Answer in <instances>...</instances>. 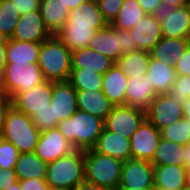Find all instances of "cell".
Here are the masks:
<instances>
[{
  "label": "cell",
  "instance_id": "cell-1",
  "mask_svg": "<svg viewBox=\"0 0 190 190\" xmlns=\"http://www.w3.org/2000/svg\"><path fill=\"white\" fill-rule=\"evenodd\" d=\"M37 63L45 80L65 82L72 70V52L56 35H52L41 42Z\"/></svg>",
  "mask_w": 190,
  "mask_h": 190
},
{
  "label": "cell",
  "instance_id": "cell-2",
  "mask_svg": "<svg viewBox=\"0 0 190 190\" xmlns=\"http://www.w3.org/2000/svg\"><path fill=\"white\" fill-rule=\"evenodd\" d=\"M104 121L82 110L58 123L57 128L75 149H92L103 130Z\"/></svg>",
  "mask_w": 190,
  "mask_h": 190
},
{
  "label": "cell",
  "instance_id": "cell-3",
  "mask_svg": "<svg viewBox=\"0 0 190 190\" xmlns=\"http://www.w3.org/2000/svg\"><path fill=\"white\" fill-rule=\"evenodd\" d=\"M83 179H85L84 150L75 149L47 163L46 182L51 190L74 189Z\"/></svg>",
  "mask_w": 190,
  "mask_h": 190
},
{
  "label": "cell",
  "instance_id": "cell-4",
  "mask_svg": "<svg viewBox=\"0 0 190 190\" xmlns=\"http://www.w3.org/2000/svg\"><path fill=\"white\" fill-rule=\"evenodd\" d=\"M40 135L31 117L14 105L9 107L1 138L11 142L22 154L35 151Z\"/></svg>",
  "mask_w": 190,
  "mask_h": 190
},
{
  "label": "cell",
  "instance_id": "cell-5",
  "mask_svg": "<svg viewBox=\"0 0 190 190\" xmlns=\"http://www.w3.org/2000/svg\"><path fill=\"white\" fill-rule=\"evenodd\" d=\"M85 179L104 190H115L121 180L123 161L94 151L84 150Z\"/></svg>",
  "mask_w": 190,
  "mask_h": 190
},
{
  "label": "cell",
  "instance_id": "cell-6",
  "mask_svg": "<svg viewBox=\"0 0 190 190\" xmlns=\"http://www.w3.org/2000/svg\"><path fill=\"white\" fill-rule=\"evenodd\" d=\"M6 93L12 99L45 81L38 63L6 64L2 72Z\"/></svg>",
  "mask_w": 190,
  "mask_h": 190
},
{
  "label": "cell",
  "instance_id": "cell-7",
  "mask_svg": "<svg viewBox=\"0 0 190 190\" xmlns=\"http://www.w3.org/2000/svg\"><path fill=\"white\" fill-rule=\"evenodd\" d=\"M146 118V111L128 105L113 106L104 120V128L124 137H131Z\"/></svg>",
  "mask_w": 190,
  "mask_h": 190
},
{
  "label": "cell",
  "instance_id": "cell-8",
  "mask_svg": "<svg viewBox=\"0 0 190 190\" xmlns=\"http://www.w3.org/2000/svg\"><path fill=\"white\" fill-rule=\"evenodd\" d=\"M181 118V104L168 93L157 95L146 110V119L160 131Z\"/></svg>",
  "mask_w": 190,
  "mask_h": 190
},
{
  "label": "cell",
  "instance_id": "cell-9",
  "mask_svg": "<svg viewBox=\"0 0 190 190\" xmlns=\"http://www.w3.org/2000/svg\"><path fill=\"white\" fill-rule=\"evenodd\" d=\"M52 92L53 82L45 80L28 91L16 94L11 99L12 105L32 117L36 112L48 108L51 103Z\"/></svg>",
  "mask_w": 190,
  "mask_h": 190
},
{
  "label": "cell",
  "instance_id": "cell-10",
  "mask_svg": "<svg viewBox=\"0 0 190 190\" xmlns=\"http://www.w3.org/2000/svg\"><path fill=\"white\" fill-rule=\"evenodd\" d=\"M119 186L132 189L154 188V165L150 161L130 158L123 163Z\"/></svg>",
  "mask_w": 190,
  "mask_h": 190
},
{
  "label": "cell",
  "instance_id": "cell-11",
  "mask_svg": "<svg viewBox=\"0 0 190 190\" xmlns=\"http://www.w3.org/2000/svg\"><path fill=\"white\" fill-rule=\"evenodd\" d=\"M159 18L162 37L190 39V5L163 8Z\"/></svg>",
  "mask_w": 190,
  "mask_h": 190
},
{
  "label": "cell",
  "instance_id": "cell-12",
  "mask_svg": "<svg viewBox=\"0 0 190 190\" xmlns=\"http://www.w3.org/2000/svg\"><path fill=\"white\" fill-rule=\"evenodd\" d=\"M160 139L161 131L145 118L130 137L131 158L151 162Z\"/></svg>",
  "mask_w": 190,
  "mask_h": 190
},
{
  "label": "cell",
  "instance_id": "cell-13",
  "mask_svg": "<svg viewBox=\"0 0 190 190\" xmlns=\"http://www.w3.org/2000/svg\"><path fill=\"white\" fill-rule=\"evenodd\" d=\"M75 150L58 128L41 132L34 153L46 163L53 162Z\"/></svg>",
  "mask_w": 190,
  "mask_h": 190
},
{
  "label": "cell",
  "instance_id": "cell-14",
  "mask_svg": "<svg viewBox=\"0 0 190 190\" xmlns=\"http://www.w3.org/2000/svg\"><path fill=\"white\" fill-rule=\"evenodd\" d=\"M129 31L138 50L150 52L162 38L159 14H145Z\"/></svg>",
  "mask_w": 190,
  "mask_h": 190
},
{
  "label": "cell",
  "instance_id": "cell-15",
  "mask_svg": "<svg viewBox=\"0 0 190 190\" xmlns=\"http://www.w3.org/2000/svg\"><path fill=\"white\" fill-rule=\"evenodd\" d=\"M51 36L38 10L19 17L11 39L23 42H43Z\"/></svg>",
  "mask_w": 190,
  "mask_h": 190
},
{
  "label": "cell",
  "instance_id": "cell-16",
  "mask_svg": "<svg viewBox=\"0 0 190 190\" xmlns=\"http://www.w3.org/2000/svg\"><path fill=\"white\" fill-rule=\"evenodd\" d=\"M50 106L59 122L70 118L78 110L76 90L68 81L53 82Z\"/></svg>",
  "mask_w": 190,
  "mask_h": 190
},
{
  "label": "cell",
  "instance_id": "cell-17",
  "mask_svg": "<svg viewBox=\"0 0 190 190\" xmlns=\"http://www.w3.org/2000/svg\"><path fill=\"white\" fill-rule=\"evenodd\" d=\"M157 95L146 74L128 77L126 105L146 111Z\"/></svg>",
  "mask_w": 190,
  "mask_h": 190
},
{
  "label": "cell",
  "instance_id": "cell-18",
  "mask_svg": "<svg viewBox=\"0 0 190 190\" xmlns=\"http://www.w3.org/2000/svg\"><path fill=\"white\" fill-rule=\"evenodd\" d=\"M94 151L109 155L123 162L131 158L130 137H124L103 127L95 146Z\"/></svg>",
  "mask_w": 190,
  "mask_h": 190
},
{
  "label": "cell",
  "instance_id": "cell-19",
  "mask_svg": "<svg viewBox=\"0 0 190 190\" xmlns=\"http://www.w3.org/2000/svg\"><path fill=\"white\" fill-rule=\"evenodd\" d=\"M115 62L109 57L104 56L86 47L72 52V69L80 71H93L104 75Z\"/></svg>",
  "mask_w": 190,
  "mask_h": 190
},
{
  "label": "cell",
  "instance_id": "cell-20",
  "mask_svg": "<svg viewBox=\"0 0 190 190\" xmlns=\"http://www.w3.org/2000/svg\"><path fill=\"white\" fill-rule=\"evenodd\" d=\"M128 77L114 64L102 79V91L113 106L126 105Z\"/></svg>",
  "mask_w": 190,
  "mask_h": 190
},
{
  "label": "cell",
  "instance_id": "cell-21",
  "mask_svg": "<svg viewBox=\"0 0 190 190\" xmlns=\"http://www.w3.org/2000/svg\"><path fill=\"white\" fill-rule=\"evenodd\" d=\"M107 24L96 0H87L70 10L65 23V25L92 26L95 30H100Z\"/></svg>",
  "mask_w": 190,
  "mask_h": 190
},
{
  "label": "cell",
  "instance_id": "cell-22",
  "mask_svg": "<svg viewBox=\"0 0 190 190\" xmlns=\"http://www.w3.org/2000/svg\"><path fill=\"white\" fill-rule=\"evenodd\" d=\"M78 109L90 113L103 121L113 108V104L102 90H76Z\"/></svg>",
  "mask_w": 190,
  "mask_h": 190
},
{
  "label": "cell",
  "instance_id": "cell-23",
  "mask_svg": "<svg viewBox=\"0 0 190 190\" xmlns=\"http://www.w3.org/2000/svg\"><path fill=\"white\" fill-rule=\"evenodd\" d=\"M146 75L150 79L155 92L159 95L167 94L171 90L177 73L173 64H164L150 57Z\"/></svg>",
  "mask_w": 190,
  "mask_h": 190
},
{
  "label": "cell",
  "instance_id": "cell-24",
  "mask_svg": "<svg viewBox=\"0 0 190 190\" xmlns=\"http://www.w3.org/2000/svg\"><path fill=\"white\" fill-rule=\"evenodd\" d=\"M190 39L162 37L158 44L150 51V57L164 64H175L181 59Z\"/></svg>",
  "mask_w": 190,
  "mask_h": 190
},
{
  "label": "cell",
  "instance_id": "cell-25",
  "mask_svg": "<svg viewBox=\"0 0 190 190\" xmlns=\"http://www.w3.org/2000/svg\"><path fill=\"white\" fill-rule=\"evenodd\" d=\"M93 51L109 57L114 62L119 58L120 39L110 24L97 30L89 43Z\"/></svg>",
  "mask_w": 190,
  "mask_h": 190
},
{
  "label": "cell",
  "instance_id": "cell-26",
  "mask_svg": "<svg viewBox=\"0 0 190 190\" xmlns=\"http://www.w3.org/2000/svg\"><path fill=\"white\" fill-rule=\"evenodd\" d=\"M185 180L186 166L154 165V187L182 190Z\"/></svg>",
  "mask_w": 190,
  "mask_h": 190
},
{
  "label": "cell",
  "instance_id": "cell-27",
  "mask_svg": "<svg viewBox=\"0 0 190 190\" xmlns=\"http://www.w3.org/2000/svg\"><path fill=\"white\" fill-rule=\"evenodd\" d=\"M96 31L92 26L64 25L55 35L73 52L88 47Z\"/></svg>",
  "mask_w": 190,
  "mask_h": 190
},
{
  "label": "cell",
  "instance_id": "cell-28",
  "mask_svg": "<svg viewBox=\"0 0 190 190\" xmlns=\"http://www.w3.org/2000/svg\"><path fill=\"white\" fill-rule=\"evenodd\" d=\"M39 12L52 35L65 25L69 15V10L61 4L60 0H40Z\"/></svg>",
  "mask_w": 190,
  "mask_h": 190
},
{
  "label": "cell",
  "instance_id": "cell-29",
  "mask_svg": "<svg viewBox=\"0 0 190 190\" xmlns=\"http://www.w3.org/2000/svg\"><path fill=\"white\" fill-rule=\"evenodd\" d=\"M41 42H23L10 39L6 45V64L37 63Z\"/></svg>",
  "mask_w": 190,
  "mask_h": 190
},
{
  "label": "cell",
  "instance_id": "cell-30",
  "mask_svg": "<svg viewBox=\"0 0 190 190\" xmlns=\"http://www.w3.org/2000/svg\"><path fill=\"white\" fill-rule=\"evenodd\" d=\"M185 159V145L176 144L161 138L151 163L153 165L186 166Z\"/></svg>",
  "mask_w": 190,
  "mask_h": 190
},
{
  "label": "cell",
  "instance_id": "cell-31",
  "mask_svg": "<svg viewBox=\"0 0 190 190\" xmlns=\"http://www.w3.org/2000/svg\"><path fill=\"white\" fill-rule=\"evenodd\" d=\"M47 163L43 162L34 152L19 155L14 167L18 180L46 179Z\"/></svg>",
  "mask_w": 190,
  "mask_h": 190
},
{
  "label": "cell",
  "instance_id": "cell-32",
  "mask_svg": "<svg viewBox=\"0 0 190 190\" xmlns=\"http://www.w3.org/2000/svg\"><path fill=\"white\" fill-rule=\"evenodd\" d=\"M150 52L138 50L121 55L115 64L127 77H135L147 73Z\"/></svg>",
  "mask_w": 190,
  "mask_h": 190
},
{
  "label": "cell",
  "instance_id": "cell-33",
  "mask_svg": "<svg viewBox=\"0 0 190 190\" xmlns=\"http://www.w3.org/2000/svg\"><path fill=\"white\" fill-rule=\"evenodd\" d=\"M145 12L138 0H125L117 17L110 24L113 28L130 30L144 17Z\"/></svg>",
  "mask_w": 190,
  "mask_h": 190
},
{
  "label": "cell",
  "instance_id": "cell-34",
  "mask_svg": "<svg viewBox=\"0 0 190 190\" xmlns=\"http://www.w3.org/2000/svg\"><path fill=\"white\" fill-rule=\"evenodd\" d=\"M103 75L93 71H80L72 69L68 82L75 90H102Z\"/></svg>",
  "mask_w": 190,
  "mask_h": 190
},
{
  "label": "cell",
  "instance_id": "cell-35",
  "mask_svg": "<svg viewBox=\"0 0 190 190\" xmlns=\"http://www.w3.org/2000/svg\"><path fill=\"white\" fill-rule=\"evenodd\" d=\"M19 17V11L11 0H0V31L10 39Z\"/></svg>",
  "mask_w": 190,
  "mask_h": 190
},
{
  "label": "cell",
  "instance_id": "cell-36",
  "mask_svg": "<svg viewBox=\"0 0 190 190\" xmlns=\"http://www.w3.org/2000/svg\"><path fill=\"white\" fill-rule=\"evenodd\" d=\"M161 138L180 145L187 144L190 141L188 120L183 117L179 121H175L163 128L161 130Z\"/></svg>",
  "mask_w": 190,
  "mask_h": 190
},
{
  "label": "cell",
  "instance_id": "cell-37",
  "mask_svg": "<svg viewBox=\"0 0 190 190\" xmlns=\"http://www.w3.org/2000/svg\"><path fill=\"white\" fill-rule=\"evenodd\" d=\"M20 152L9 141L0 137V169H14Z\"/></svg>",
  "mask_w": 190,
  "mask_h": 190
},
{
  "label": "cell",
  "instance_id": "cell-38",
  "mask_svg": "<svg viewBox=\"0 0 190 190\" xmlns=\"http://www.w3.org/2000/svg\"><path fill=\"white\" fill-rule=\"evenodd\" d=\"M31 118L34 126L40 132L57 128V125L59 123L58 118L54 117L53 107L50 105L47 109L36 112Z\"/></svg>",
  "mask_w": 190,
  "mask_h": 190
},
{
  "label": "cell",
  "instance_id": "cell-39",
  "mask_svg": "<svg viewBox=\"0 0 190 190\" xmlns=\"http://www.w3.org/2000/svg\"><path fill=\"white\" fill-rule=\"evenodd\" d=\"M168 94L181 105L190 99V76L177 75Z\"/></svg>",
  "mask_w": 190,
  "mask_h": 190
},
{
  "label": "cell",
  "instance_id": "cell-40",
  "mask_svg": "<svg viewBox=\"0 0 190 190\" xmlns=\"http://www.w3.org/2000/svg\"><path fill=\"white\" fill-rule=\"evenodd\" d=\"M104 20L111 24L117 17L122 3L125 0H96Z\"/></svg>",
  "mask_w": 190,
  "mask_h": 190
},
{
  "label": "cell",
  "instance_id": "cell-41",
  "mask_svg": "<svg viewBox=\"0 0 190 190\" xmlns=\"http://www.w3.org/2000/svg\"><path fill=\"white\" fill-rule=\"evenodd\" d=\"M118 38L120 39L119 57L121 55L138 51L136 43H133V37H131L129 30H121L115 28Z\"/></svg>",
  "mask_w": 190,
  "mask_h": 190
},
{
  "label": "cell",
  "instance_id": "cell-42",
  "mask_svg": "<svg viewBox=\"0 0 190 190\" xmlns=\"http://www.w3.org/2000/svg\"><path fill=\"white\" fill-rule=\"evenodd\" d=\"M177 75L190 76V44L185 49L181 59L174 64Z\"/></svg>",
  "mask_w": 190,
  "mask_h": 190
},
{
  "label": "cell",
  "instance_id": "cell-43",
  "mask_svg": "<svg viewBox=\"0 0 190 190\" xmlns=\"http://www.w3.org/2000/svg\"><path fill=\"white\" fill-rule=\"evenodd\" d=\"M18 181L20 182L21 190H51L46 179L32 178Z\"/></svg>",
  "mask_w": 190,
  "mask_h": 190
},
{
  "label": "cell",
  "instance_id": "cell-44",
  "mask_svg": "<svg viewBox=\"0 0 190 190\" xmlns=\"http://www.w3.org/2000/svg\"><path fill=\"white\" fill-rule=\"evenodd\" d=\"M16 9H18L20 16L32 11H38L40 0H11Z\"/></svg>",
  "mask_w": 190,
  "mask_h": 190
},
{
  "label": "cell",
  "instance_id": "cell-45",
  "mask_svg": "<svg viewBox=\"0 0 190 190\" xmlns=\"http://www.w3.org/2000/svg\"><path fill=\"white\" fill-rule=\"evenodd\" d=\"M18 182L14 169H0V190H7Z\"/></svg>",
  "mask_w": 190,
  "mask_h": 190
},
{
  "label": "cell",
  "instance_id": "cell-46",
  "mask_svg": "<svg viewBox=\"0 0 190 190\" xmlns=\"http://www.w3.org/2000/svg\"><path fill=\"white\" fill-rule=\"evenodd\" d=\"M145 14H159L164 8L161 0H138Z\"/></svg>",
  "mask_w": 190,
  "mask_h": 190
},
{
  "label": "cell",
  "instance_id": "cell-47",
  "mask_svg": "<svg viewBox=\"0 0 190 190\" xmlns=\"http://www.w3.org/2000/svg\"><path fill=\"white\" fill-rule=\"evenodd\" d=\"M11 105H12V102H0V136L4 129L7 111Z\"/></svg>",
  "mask_w": 190,
  "mask_h": 190
},
{
  "label": "cell",
  "instance_id": "cell-48",
  "mask_svg": "<svg viewBox=\"0 0 190 190\" xmlns=\"http://www.w3.org/2000/svg\"><path fill=\"white\" fill-rule=\"evenodd\" d=\"M73 190H104L101 187H98L96 184L83 179Z\"/></svg>",
  "mask_w": 190,
  "mask_h": 190
},
{
  "label": "cell",
  "instance_id": "cell-49",
  "mask_svg": "<svg viewBox=\"0 0 190 190\" xmlns=\"http://www.w3.org/2000/svg\"><path fill=\"white\" fill-rule=\"evenodd\" d=\"M163 7H181L190 5V0H161Z\"/></svg>",
  "mask_w": 190,
  "mask_h": 190
},
{
  "label": "cell",
  "instance_id": "cell-50",
  "mask_svg": "<svg viewBox=\"0 0 190 190\" xmlns=\"http://www.w3.org/2000/svg\"><path fill=\"white\" fill-rule=\"evenodd\" d=\"M87 0H60L61 4L70 11Z\"/></svg>",
  "mask_w": 190,
  "mask_h": 190
},
{
  "label": "cell",
  "instance_id": "cell-51",
  "mask_svg": "<svg viewBox=\"0 0 190 190\" xmlns=\"http://www.w3.org/2000/svg\"><path fill=\"white\" fill-rule=\"evenodd\" d=\"M183 117L188 120V126L190 129V99L186 100L182 105Z\"/></svg>",
  "mask_w": 190,
  "mask_h": 190
},
{
  "label": "cell",
  "instance_id": "cell-52",
  "mask_svg": "<svg viewBox=\"0 0 190 190\" xmlns=\"http://www.w3.org/2000/svg\"><path fill=\"white\" fill-rule=\"evenodd\" d=\"M0 102H12L5 90L3 81H0Z\"/></svg>",
  "mask_w": 190,
  "mask_h": 190
},
{
  "label": "cell",
  "instance_id": "cell-53",
  "mask_svg": "<svg viewBox=\"0 0 190 190\" xmlns=\"http://www.w3.org/2000/svg\"><path fill=\"white\" fill-rule=\"evenodd\" d=\"M6 65V45H0V69L3 71Z\"/></svg>",
  "mask_w": 190,
  "mask_h": 190
},
{
  "label": "cell",
  "instance_id": "cell-54",
  "mask_svg": "<svg viewBox=\"0 0 190 190\" xmlns=\"http://www.w3.org/2000/svg\"><path fill=\"white\" fill-rule=\"evenodd\" d=\"M185 150H186L185 165L187 168L190 167V141L187 144H185Z\"/></svg>",
  "mask_w": 190,
  "mask_h": 190
},
{
  "label": "cell",
  "instance_id": "cell-55",
  "mask_svg": "<svg viewBox=\"0 0 190 190\" xmlns=\"http://www.w3.org/2000/svg\"><path fill=\"white\" fill-rule=\"evenodd\" d=\"M185 188L190 190V167L186 168Z\"/></svg>",
  "mask_w": 190,
  "mask_h": 190
},
{
  "label": "cell",
  "instance_id": "cell-56",
  "mask_svg": "<svg viewBox=\"0 0 190 190\" xmlns=\"http://www.w3.org/2000/svg\"><path fill=\"white\" fill-rule=\"evenodd\" d=\"M10 38L0 31V45H7Z\"/></svg>",
  "mask_w": 190,
  "mask_h": 190
},
{
  "label": "cell",
  "instance_id": "cell-57",
  "mask_svg": "<svg viewBox=\"0 0 190 190\" xmlns=\"http://www.w3.org/2000/svg\"><path fill=\"white\" fill-rule=\"evenodd\" d=\"M154 188H146V189H132V188H127V187H121L118 186L115 190H153Z\"/></svg>",
  "mask_w": 190,
  "mask_h": 190
},
{
  "label": "cell",
  "instance_id": "cell-58",
  "mask_svg": "<svg viewBox=\"0 0 190 190\" xmlns=\"http://www.w3.org/2000/svg\"><path fill=\"white\" fill-rule=\"evenodd\" d=\"M7 190H21L20 189V182H16L15 184L11 185V187Z\"/></svg>",
  "mask_w": 190,
  "mask_h": 190
},
{
  "label": "cell",
  "instance_id": "cell-59",
  "mask_svg": "<svg viewBox=\"0 0 190 190\" xmlns=\"http://www.w3.org/2000/svg\"><path fill=\"white\" fill-rule=\"evenodd\" d=\"M153 190H169V189H166V188H159V187H154Z\"/></svg>",
  "mask_w": 190,
  "mask_h": 190
},
{
  "label": "cell",
  "instance_id": "cell-60",
  "mask_svg": "<svg viewBox=\"0 0 190 190\" xmlns=\"http://www.w3.org/2000/svg\"><path fill=\"white\" fill-rule=\"evenodd\" d=\"M2 70L0 69V81H2Z\"/></svg>",
  "mask_w": 190,
  "mask_h": 190
},
{
  "label": "cell",
  "instance_id": "cell-61",
  "mask_svg": "<svg viewBox=\"0 0 190 190\" xmlns=\"http://www.w3.org/2000/svg\"><path fill=\"white\" fill-rule=\"evenodd\" d=\"M53 190H73V189L67 188V189H53Z\"/></svg>",
  "mask_w": 190,
  "mask_h": 190
}]
</instances>
